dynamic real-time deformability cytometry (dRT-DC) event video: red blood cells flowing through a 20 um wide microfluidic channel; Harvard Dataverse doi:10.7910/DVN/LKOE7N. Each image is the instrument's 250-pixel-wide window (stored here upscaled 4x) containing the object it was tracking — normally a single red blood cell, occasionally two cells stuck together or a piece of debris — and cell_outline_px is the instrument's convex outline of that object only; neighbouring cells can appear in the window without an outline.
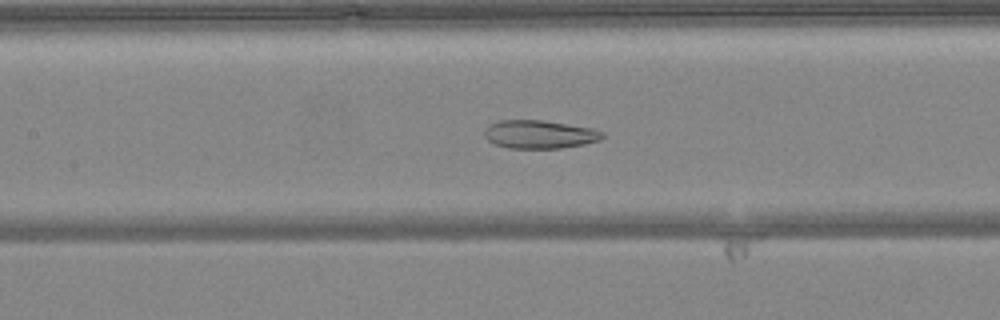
{"species": "common noctule bat (a hibernating species)", "species_latin": "Nyctalus noctula", "temperature_condition": "warm", "stored_images_in_passage": 39, "camera_frame_rate_fps": 3000, "um_per_image_px": 0.085, "animal": {"sex": "female", "body_mass_g": 24.6, "forearm_length_mm": 56.2}, "frame": {"image": 1, "passage_image": 12, "time_ms": 3.667, "image_size_px": [1000, 320], "cell_outline_px": [[604, 136], [600, 140], [584, 144], [560, 148], [508, 148], [496, 144], [488, 140], [484, 136], [484, 128], [488, 124], [500, 120], [540, 120], [592, 128], [604, 132]], "centroid_in_image_um": [45.83, 11.42], "position_along_channel_um": 161.6, "area_um2": 19.42}}
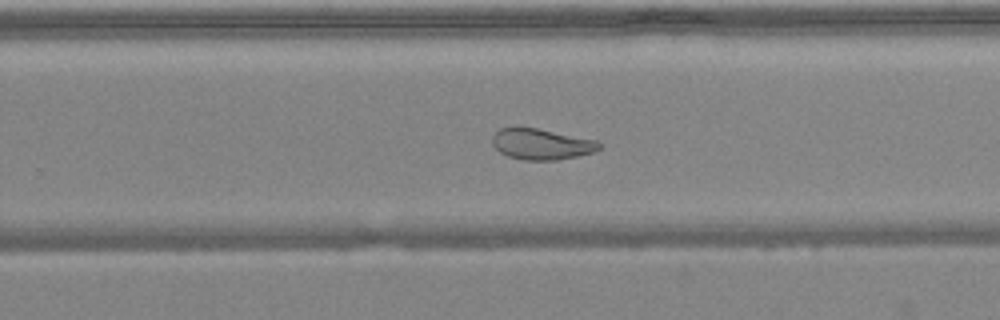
{"frame": {"image": 2, "passage_image": 21, "time_ms": 6.667, "image_size_px": [1000, 320], "cell_outline_px": [[604, 144], [600, 148], [592, 152], [576, 156], [556, 160], [524, 160], [508, 156], [500, 152], [492, 144], [492, 136], [500, 128], [516, 124], [596, 140]], "centroid_in_image_um": [45.97, 12.22], "position_along_channel_um": 283.8, "area_um2": 19.54}}
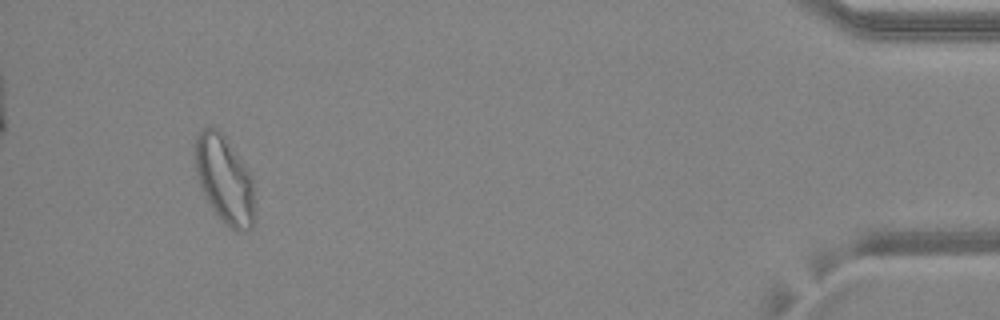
{"frame": {"image": 3, "passage_image": 36, "time_ms": 11.667, "image_size_px": [1000, 320], "cell_outline_px": [[256, 216], [252, 228], [248, 232], [236, 232], [212, 208], [204, 196], [196, 172], [192, 144], [200, 128], [216, 128], [224, 136], [252, 176]], "centroid_in_image_um": [19.08, 15.27], "position_along_channel_um": 416.1, "area_um2": 30.69}, "authors_computed_cell_mechanics": {"area_um2": 23.0622, "velocity_mm_per_s": 4.1068, "shape_relaxation_time_tau1_ms": null, "shape_relaxation_time_tau2_ms": 1.7874, "deformation_change_tau1": null, "deformation_change_tau2": 0.0775}}